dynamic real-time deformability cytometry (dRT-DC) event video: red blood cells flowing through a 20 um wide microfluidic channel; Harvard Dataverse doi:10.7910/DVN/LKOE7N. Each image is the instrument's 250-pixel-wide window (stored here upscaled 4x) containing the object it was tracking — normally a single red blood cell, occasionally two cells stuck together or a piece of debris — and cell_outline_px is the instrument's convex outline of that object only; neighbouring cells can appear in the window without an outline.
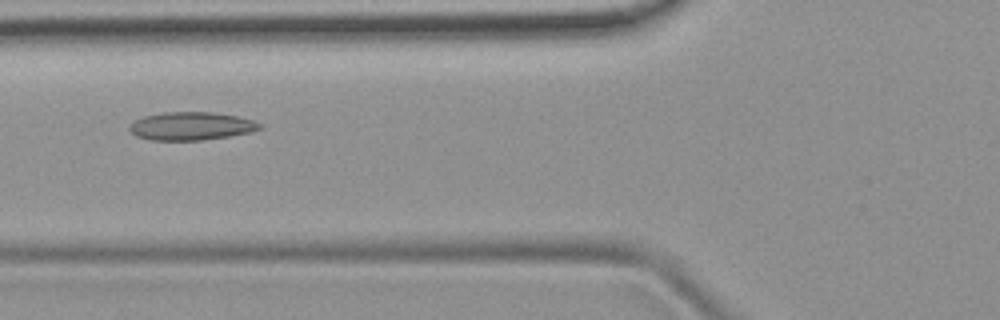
{"species": "common noctule bat (a hibernating species)", "species_latin": "Nyctalus noctula", "temperature_condition": "room temperature", "stored_images_in_passage": 45, "camera_frame_rate_fps": 3000, "um_per_image_px": 0.085, "animal": {"sex": "female", "body_mass_g": 19.9}, "frame": {"image": 1, "passage_image": 14, "time_ms": 4.333, "image_size_px": [1000, 320], "cell_outline_px": [[260, 128], [252, 132], [228, 136], [200, 140], [148, 140], [136, 136], [128, 128], [136, 120], [144, 116], [164, 112], [212, 112], [236, 116], [252, 120], [260, 124]], "centroid_in_image_um": [16.23, 10.72], "position_along_channel_um": 109.6, "area_um2": 21.1}}
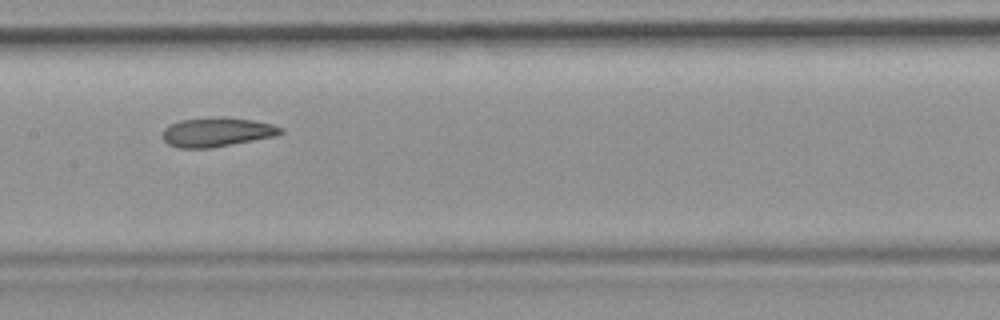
{"frame": {"image": 2, "passage_image": 20, "time_ms": 6.333, "image_size_px": [1000, 320], "cell_outline_px": [[284, 132], [276, 136], [212, 148], [180, 148], [168, 144], [164, 140], [164, 128], [168, 124], [180, 120], [220, 116], [224, 116], [252, 120], [272, 124], [284, 128]], "centroid_in_image_um": [18.46, 11.22], "position_along_channel_um": 188.9, "area_um2": 20.29}}
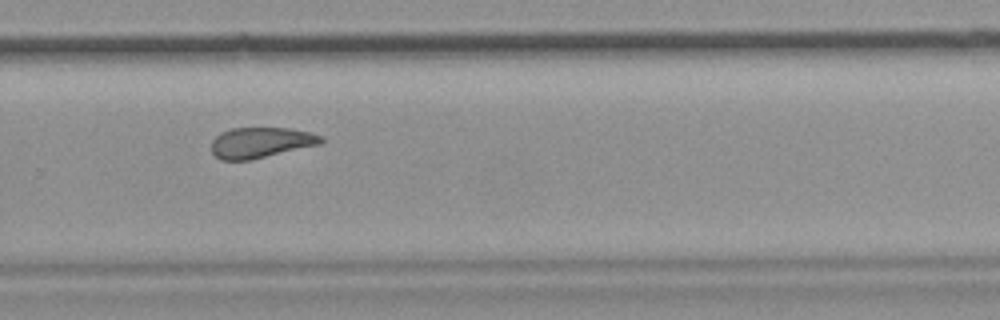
{"frame": {"image": 3, "passage_image": 29, "time_ms": 9.333, "image_size_px": [1000, 320], "cell_outline_px": [[324, 140], [320, 144], [252, 160], [220, 160], [212, 152], [212, 140], [220, 132], [232, 128], [288, 128], [308, 132], [324, 136]], "centroid_in_image_um": [22.16, 12.12], "position_along_channel_um": 307.6, "area_um2": 19.59}, "authors_computed_cell_mechanics": {"area_um2": 20.8658, "velocity_mm_per_s": 3.9645, "shape_relaxation_time_tau1_ms": null, "shape_relaxation_time_tau2_ms": 3.6407, "deformation_change_tau1": null, "deformation_change_tau2": 0.1097}}